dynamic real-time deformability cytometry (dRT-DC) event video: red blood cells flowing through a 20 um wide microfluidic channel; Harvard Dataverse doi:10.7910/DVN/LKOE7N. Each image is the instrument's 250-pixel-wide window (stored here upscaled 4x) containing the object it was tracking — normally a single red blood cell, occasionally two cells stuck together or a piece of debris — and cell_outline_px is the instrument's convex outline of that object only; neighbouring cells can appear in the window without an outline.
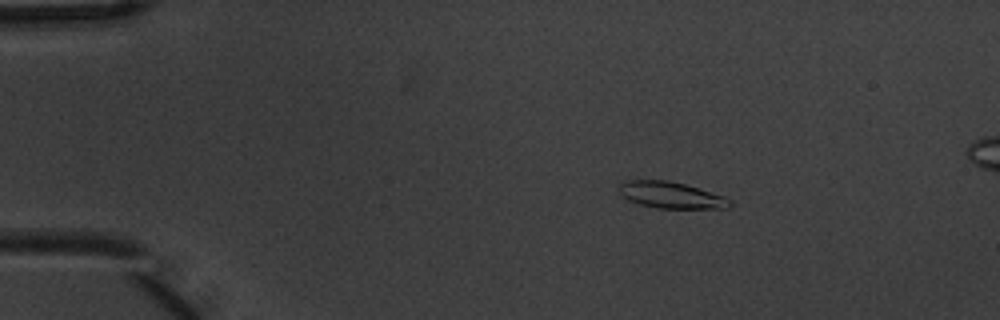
{"species": "common noctule bat (a hibernating species)", "species_latin": "Nyctalus noctula", "temperature_condition": "warm", "stored_images_in_passage": 6, "camera_frame_rate_fps": 3000, "um_per_image_px": 0.085, "animal": {"sex": "male", "body_mass_g": 20.1, "forearm_length_mm": 53.5}, "frame": {"image": 1, "passage_image": 3, "time_ms": 0.667, "image_size_px": [1000, 320], "cell_outline_px": [[732, 204], [728, 208], [660, 208], [640, 204], [628, 200], [620, 196], [620, 184], [628, 180], [668, 180], [684, 184], [724, 196], [732, 200]], "centroid_in_image_um": [57.04, 16.58], "position_along_channel_um": 28.0, "area_um2": 16.94}}